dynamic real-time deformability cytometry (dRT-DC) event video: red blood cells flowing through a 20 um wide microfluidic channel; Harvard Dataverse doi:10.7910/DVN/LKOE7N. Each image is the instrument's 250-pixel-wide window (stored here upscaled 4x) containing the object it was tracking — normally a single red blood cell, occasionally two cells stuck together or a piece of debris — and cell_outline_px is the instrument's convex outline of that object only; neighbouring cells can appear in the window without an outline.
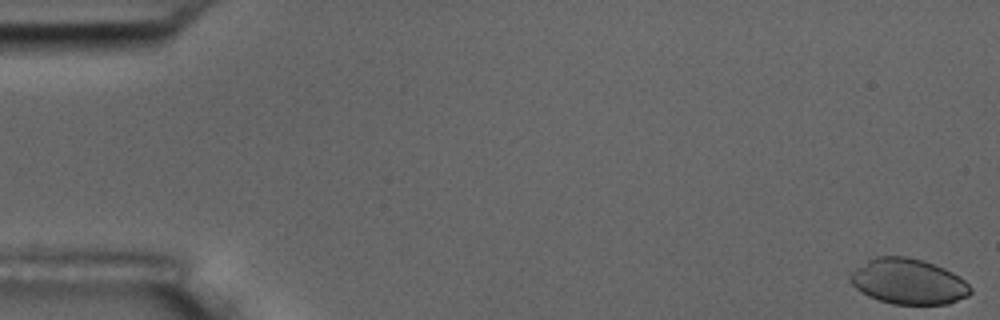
{"species": "common noctule bat (a hibernating species)", "species_latin": "Nyctalus noctula", "temperature_condition": "room temperature", "stored_images_in_passage": 56, "camera_frame_rate_fps": 3000, "um_per_image_px": 0.085, "animal": {"sex": "male", "body_mass_g": 17.5, "forearm_length_mm": 52.3}, "frame": {"image": 1, "passage_image": 1, "time_ms": 0.0, "image_size_px": [1000, 320], "cell_outline_px": [[972, 292], [968, 296], [948, 304], [892, 304], [868, 296], [860, 292], [848, 280], [848, 276], [856, 268], [868, 260], [876, 256], [904, 256], [924, 260], [944, 268], [952, 272], [964, 280], [972, 288]], "centroid_in_image_um": [77.2, 23.93], "position_along_channel_um": 7.8, "area_um2": 31.96}}